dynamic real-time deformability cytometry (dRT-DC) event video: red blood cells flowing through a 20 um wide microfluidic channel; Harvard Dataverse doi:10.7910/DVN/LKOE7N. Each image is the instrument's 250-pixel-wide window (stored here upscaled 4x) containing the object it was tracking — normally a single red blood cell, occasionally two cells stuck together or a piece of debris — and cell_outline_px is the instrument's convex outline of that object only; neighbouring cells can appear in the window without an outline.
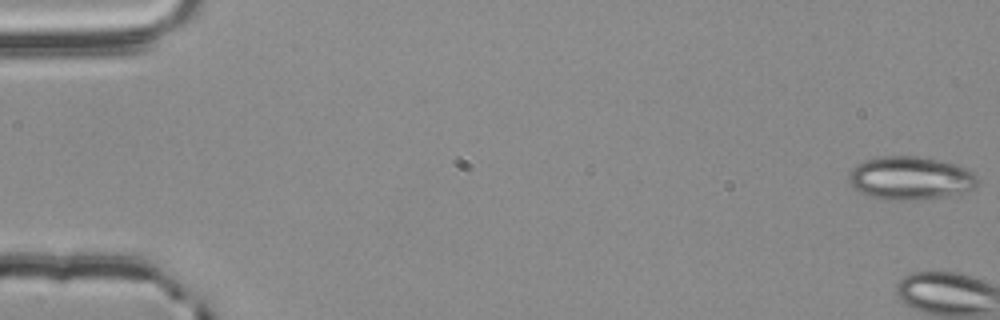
{"species": "common noctule bat (a hibernating species)", "species_latin": "Nyctalus noctula", "temperature_condition": "room temperature", "stored_images_in_passage": 4, "camera_frame_rate_fps": 3000, "um_per_image_px": 0.085, "animal": {"sex": "male", "body_mass_g": 20.4}, "frame": {"image": 1, "passage_image": 1, "time_ms": 0.0, "image_size_px": [1000, 320], "cell_outline_px": [[976, 184], [968, 192], [944, 196], [916, 200], [884, 200], [860, 192], [848, 180], [848, 176], [856, 164], [864, 160], [884, 156], [916, 156], [936, 160], [952, 164], [964, 168], [972, 172], [976, 176]], "centroid_in_image_um": [77.35, 15.15], "position_along_channel_um": 7.6, "area_um2": 32.02}}